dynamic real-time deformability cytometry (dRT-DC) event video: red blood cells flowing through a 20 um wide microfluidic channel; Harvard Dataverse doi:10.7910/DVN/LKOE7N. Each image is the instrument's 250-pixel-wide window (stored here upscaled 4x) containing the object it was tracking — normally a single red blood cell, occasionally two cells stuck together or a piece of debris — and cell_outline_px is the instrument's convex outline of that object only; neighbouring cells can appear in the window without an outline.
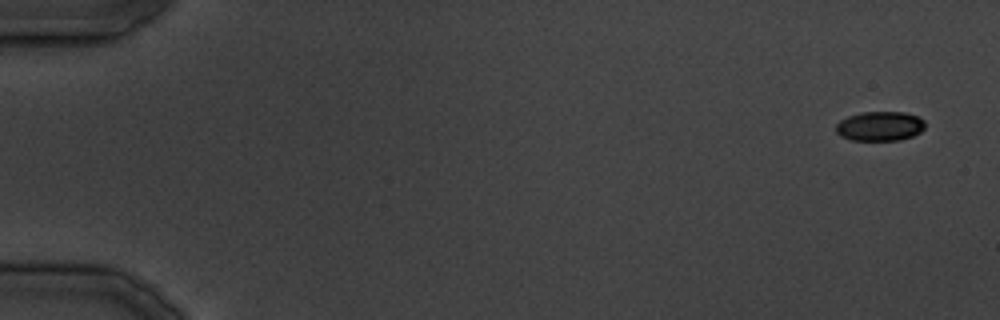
{"species": "common noctule bat (a hibernating species)", "species_latin": "Nyctalus noctula", "temperature_condition": "cold", "stored_images_in_passage": 14, "camera_frame_rate_fps": 3000, "um_per_image_px": 0.085, "animal": {"sex": "male", "body_mass_g": 19.5, "forearm_length_mm": 54.6}, "frame": {"image": 1, "passage_image": 1, "time_ms": 0.0, "image_size_px": [1000, 320], "cell_outline_px": [[924, 128], [920, 132], [912, 136], [900, 140], [852, 140], [840, 136], [836, 132], [836, 124], [840, 120], [848, 116], [860, 112], [904, 112], [916, 116], [924, 120]], "centroid_in_image_um": [74.77, 10.72], "position_along_channel_um": 10.2, "area_um2": 15.32}}
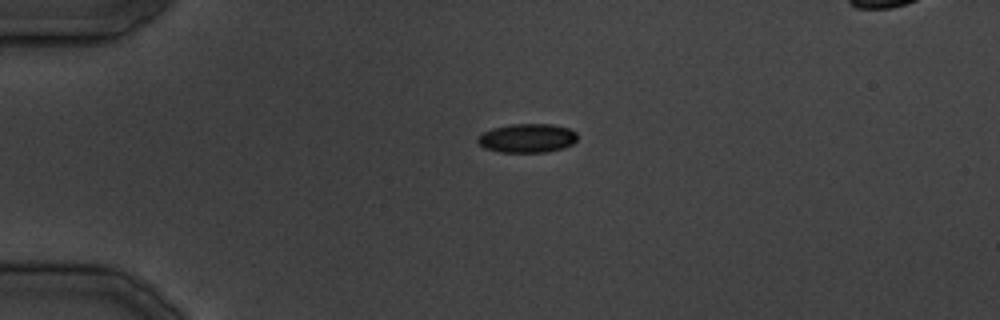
{"frame": {"image": 2, "passage_image": 9, "time_ms": 9.333, "image_size_px": [1000, 320], "cell_outline_px": [[576, 140], [572, 144], [564, 148], [548, 152], [500, 152], [484, 148], [476, 140], [476, 136], [492, 128], [512, 124], [552, 124], [568, 128], [576, 132]], "centroid_in_image_um": [44.8, 11.74], "position_along_channel_um": 40.2, "area_um2": 16.88}}
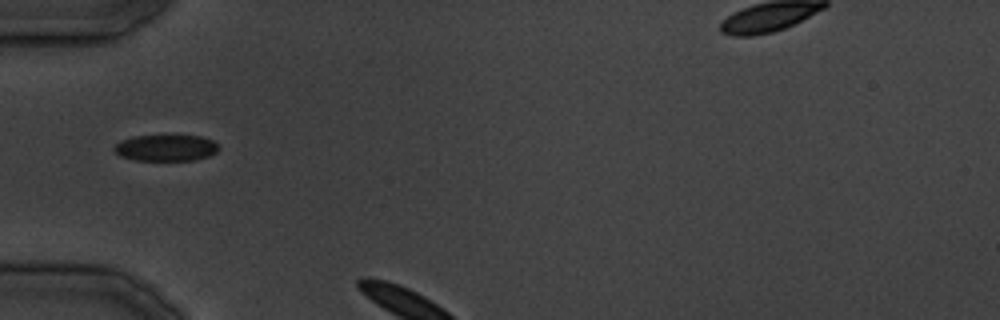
{"frame": {"image": 3, "passage_image": 12, "time_ms": 13.667, "image_size_px": [1000, 320], "cell_outline_px": [[220, 148], [216, 152], [208, 156], [192, 160], [136, 160], [120, 156], [112, 148], [120, 140], [132, 136], [200, 136], [212, 140]], "centroid_in_image_um": [14.07, 12.57], "position_along_channel_um": 70.9, "area_um2": 15.9}}